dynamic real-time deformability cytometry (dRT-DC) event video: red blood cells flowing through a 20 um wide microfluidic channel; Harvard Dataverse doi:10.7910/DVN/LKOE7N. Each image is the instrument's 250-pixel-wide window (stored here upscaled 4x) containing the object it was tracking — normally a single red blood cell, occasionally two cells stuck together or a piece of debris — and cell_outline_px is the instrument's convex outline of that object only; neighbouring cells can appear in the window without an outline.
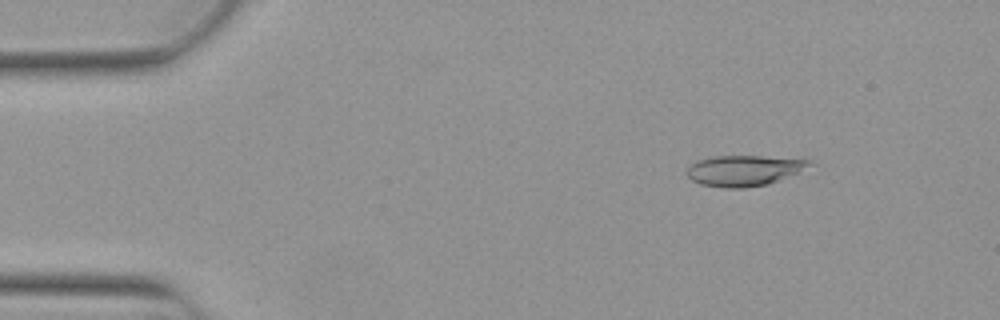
{"species": "Egyptian fruit bat (a non-hibernating species)", "species_latin": "Rousettus aegyptiacus", "temperature_condition": "warm", "stored_images_in_passage": 17, "camera_frame_rate_fps": 3000, "um_per_image_px": 0.085, "animal": {"sex": "female"}, "frame": {"image": 1, "passage_image": 7, "time_ms": 2.0, "image_size_px": [1000, 320], "cell_outline_px": [[816, 164], [768, 184], [744, 188], [724, 188], [700, 184], [692, 180], [684, 172], [696, 160], [716, 156], [760, 156], [812, 160]], "centroid_in_image_um": [63.22, 14.49], "position_along_channel_um": 21.8, "area_um2": 21.85}}
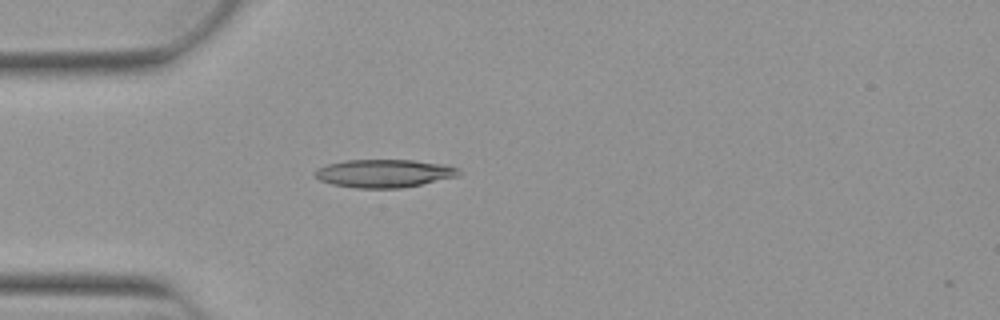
{"frame": {"image": 2, "passage_image": 15, "time_ms": 4.667, "image_size_px": [1000, 320], "cell_outline_px": [[460, 176], [404, 188], [356, 188], [332, 184], [320, 180], [312, 172], [316, 168], [328, 164], [344, 160], [412, 160], [444, 164], [460, 168]], "centroid_in_image_um": [32.67, 14.74], "position_along_channel_um": 52.3, "area_um2": 23.76}}